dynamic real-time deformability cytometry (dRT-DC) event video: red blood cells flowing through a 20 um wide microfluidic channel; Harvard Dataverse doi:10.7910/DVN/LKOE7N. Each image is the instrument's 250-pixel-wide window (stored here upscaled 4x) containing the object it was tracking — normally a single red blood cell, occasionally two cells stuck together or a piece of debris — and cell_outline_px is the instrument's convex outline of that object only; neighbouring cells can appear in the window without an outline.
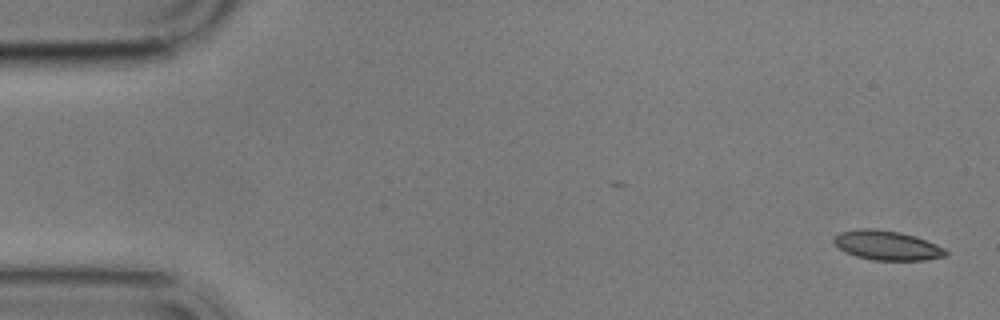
{"species": "common noctule bat (a hibernating species)", "species_latin": "Nyctalus noctula", "temperature_condition": "cold", "stored_images_in_passage": 5, "camera_frame_rate_fps": 3000, "um_per_image_px": 0.085, "animal": {"sex": "male", "body_mass_g": 17.9}, "frame": {"image": 1, "passage_image": 1, "time_ms": 0.0, "image_size_px": [1000, 320], "cell_outline_px": [[948, 256], [924, 260], [872, 260], [856, 256], [844, 252], [832, 240], [832, 236], [840, 232], [856, 228], [876, 228], [900, 232], [916, 236], [936, 244], [944, 248], [948, 252]], "centroid_in_image_um": [75.38, 20.84], "position_along_channel_um": 9.6, "area_um2": 19.48}}
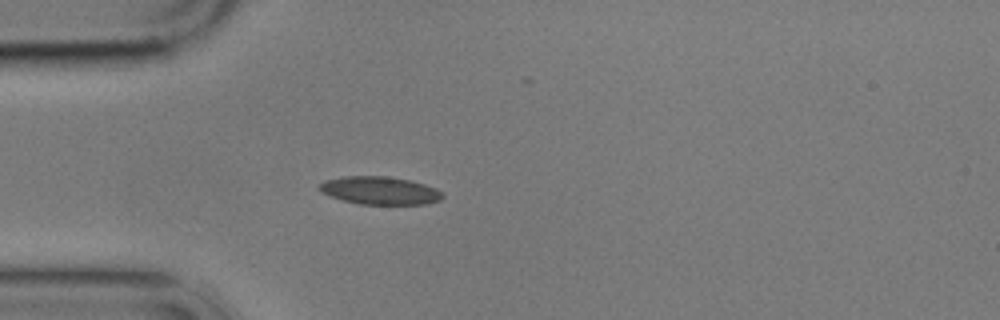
{"frame": {"image": 2, "passage_image": 5, "time_ms": 4.667, "image_size_px": [1000, 320], "cell_outline_px": [[444, 196], [440, 200], [428, 204], [360, 204], [344, 200], [320, 192], [316, 188], [324, 180], [344, 176], [388, 176], [408, 180], [424, 184], [436, 188], [444, 192]], "centroid_in_image_um": [32.3, 16.19], "position_along_channel_um": 52.7, "area_um2": 20.11}}